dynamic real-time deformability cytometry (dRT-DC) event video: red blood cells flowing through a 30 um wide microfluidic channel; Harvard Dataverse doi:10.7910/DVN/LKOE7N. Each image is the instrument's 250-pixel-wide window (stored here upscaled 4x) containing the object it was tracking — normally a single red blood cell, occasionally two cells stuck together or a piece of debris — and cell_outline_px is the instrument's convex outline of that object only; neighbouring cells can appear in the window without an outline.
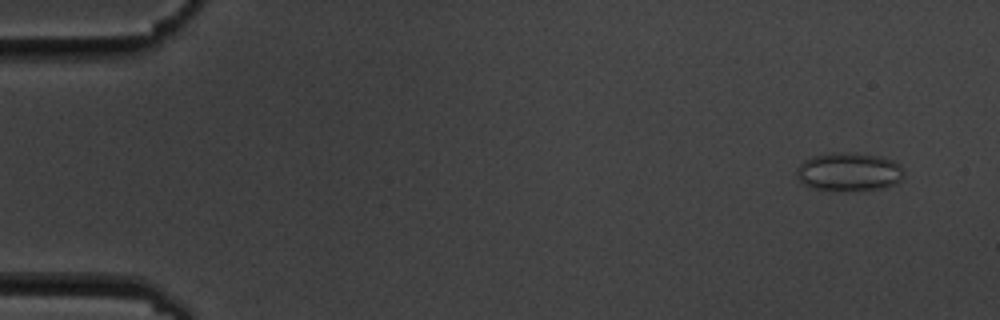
{"species": "common noctule bat (a hibernating species)", "species_latin": "Nyctalus noctula", "temperature_condition": "cold", "stored_images_in_passage": 6, "camera_frame_rate_fps": 3000, "um_per_image_px": 0.085, "animal": {"sex": "male", "body_mass_g": 19.5, "forearm_length_mm": 54.6}, "frame": {"image": 1, "passage_image": 1, "time_ms": 0.0, "image_size_px": [1000, 320], "cell_outline_px": [[904, 172], [900, 180], [896, 184], [884, 188], [816, 188], [804, 184], [796, 176], [796, 168], [804, 160], [812, 156], [828, 152], [852, 152], [880, 156], [892, 160], [900, 164]], "centroid_in_image_um": [72.16, 14.54], "position_along_channel_um": 12.8, "area_um2": 23.52}}
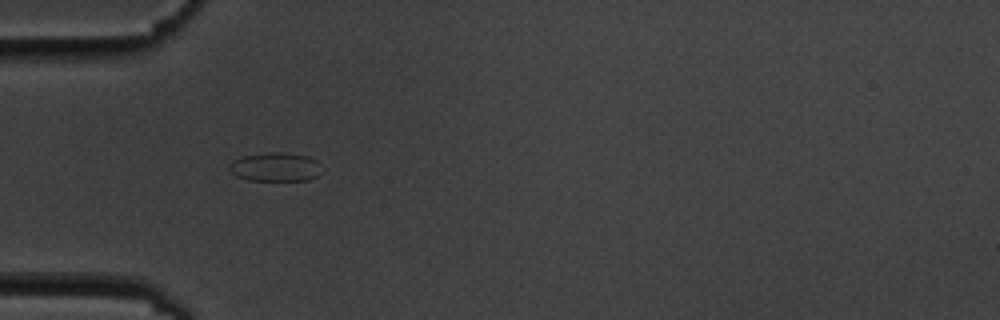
{"frame": {"image": 2, "passage_image": 5, "time_ms": 4.667, "image_size_px": [1000, 320], "cell_outline_px": [[324, 172], [308, 180], [248, 180], [236, 176], [228, 168], [228, 164], [232, 160], [244, 156], [268, 152], [284, 152], [308, 156], [316, 160]], "centroid_in_image_um": [23.42, 14.19], "position_along_channel_um": 61.6, "area_um2": 15.66}}
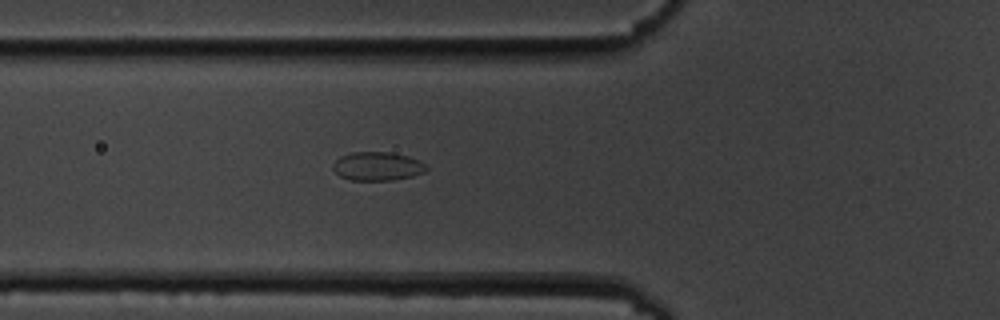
{"frame": {"image": 3, "passage_image": 6, "time_ms": 5.667, "image_size_px": [1000, 320], "cell_outline_px": [[428, 168], [424, 172], [412, 176], [392, 180], [348, 180], [340, 176], [332, 168], [332, 164], [340, 156], [352, 152], [388, 152], [408, 156], [424, 164]], "centroid_in_image_um": [32.04, 14.13], "position_along_channel_um": 93.8, "area_um2": 15.49}}